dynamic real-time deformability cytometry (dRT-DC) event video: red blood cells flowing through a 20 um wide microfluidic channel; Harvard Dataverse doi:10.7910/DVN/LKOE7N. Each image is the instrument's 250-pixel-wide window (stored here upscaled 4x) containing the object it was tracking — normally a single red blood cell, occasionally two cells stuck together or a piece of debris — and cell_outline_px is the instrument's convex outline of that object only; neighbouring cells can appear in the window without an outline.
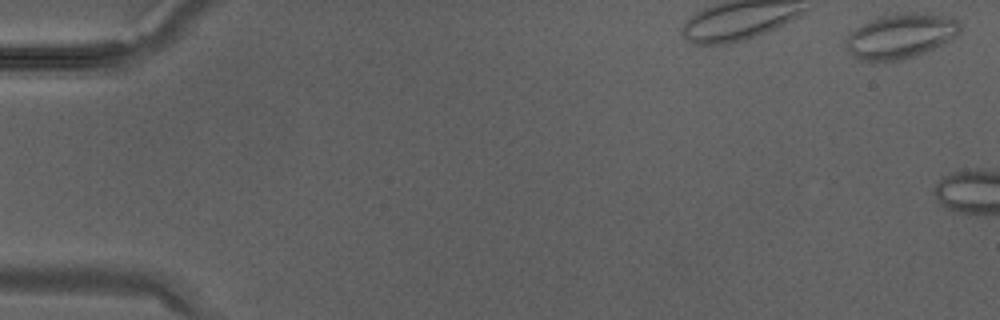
{"species": "Egyptian fruit bat (a non-hibernating species)", "species_latin": "Rousettus aegyptiacus", "temperature_condition": "warm", "stored_images_in_passage": 3, "camera_frame_rate_fps": 3000, "um_per_image_px": 0.085, "animal": {"sex": "male"}, "frame": {"image": 1, "passage_image": 1, "time_ms": 0.0, "image_size_px": [1000, 320], "cell_outline_px": [[960, 32], [952, 40], [904, 60], [860, 60], [852, 56], [848, 52], [844, 44], [844, 40], [848, 32], [880, 16], [896, 12], [920, 12], [952, 16], [960, 24]], "centroid_in_image_um": [76.54, 3.04], "position_along_channel_um": 8.5, "area_um2": 30.11}}